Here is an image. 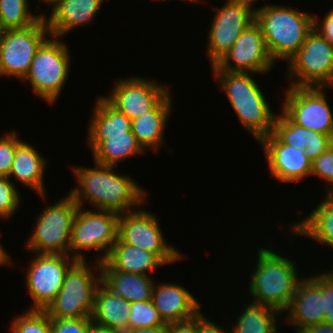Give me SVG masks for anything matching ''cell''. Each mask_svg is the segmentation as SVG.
I'll use <instances>...</instances> for the list:
<instances>
[{"mask_svg": "<svg viewBox=\"0 0 333 333\" xmlns=\"http://www.w3.org/2000/svg\"><path fill=\"white\" fill-rule=\"evenodd\" d=\"M160 227L153 213L137 208L119 215L117 239L155 253L166 265L182 260L184 255L166 243Z\"/></svg>", "mask_w": 333, "mask_h": 333, "instance_id": "cell-13", "label": "cell"}, {"mask_svg": "<svg viewBox=\"0 0 333 333\" xmlns=\"http://www.w3.org/2000/svg\"><path fill=\"white\" fill-rule=\"evenodd\" d=\"M91 317L51 318L52 333H88Z\"/></svg>", "mask_w": 333, "mask_h": 333, "instance_id": "cell-36", "label": "cell"}, {"mask_svg": "<svg viewBox=\"0 0 333 333\" xmlns=\"http://www.w3.org/2000/svg\"><path fill=\"white\" fill-rule=\"evenodd\" d=\"M88 333H122V332L107 326L100 325L92 321L91 319V324Z\"/></svg>", "mask_w": 333, "mask_h": 333, "instance_id": "cell-43", "label": "cell"}, {"mask_svg": "<svg viewBox=\"0 0 333 333\" xmlns=\"http://www.w3.org/2000/svg\"><path fill=\"white\" fill-rule=\"evenodd\" d=\"M168 86L155 80L131 76L117 79L111 94L103 96L118 111L133 120L152 110L169 92Z\"/></svg>", "mask_w": 333, "mask_h": 333, "instance_id": "cell-17", "label": "cell"}, {"mask_svg": "<svg viewBox=\"0 0 333 333\" xmlns=\"http://www.w3.org/2000/svg\"><path fill=\"white\" fill-rule=\"evenodd\" d=\"M26 268V289L33 305L29 310H46L61 290L65 275L77 261L70 255L37 254Z\"/></svg>", "mask_w": 333, "mask_h": 333, "instance_id": "cell-12", "label": "cell"}, {"mask_svg": "<svg viewBox=\"0 0 333 333\" xmlns=\"http://www.w3.org/2000/svg\"><path fill=\"white\" fill-rule=\"evenodd\" d=\"M257 0H226L215 12L207 40V57L211 67L231 49L242 31L255 20L253 2Z\"/></svg>", "mask_w": 333, "mask_h": 333, "instance_id": "cell-11", "label": "cell"}, {"mask_svg": "<svg viewBox=\"0 0 333 333\" xmlns=\"http://www.w3.org/2000/svg\"><path fill=\"white\" fill-rule=\"evenodd\" d=\"M78 207L68 193L55 204L45 207L36 218L26 248L37 254L70 255L72 222Z\"/></svg>", "mask_w": 333, "mask_h": 333, "instance_id": "cell-8", "label": "cell"}, {"mask_svg": "<svg viewBox=\"0 0 333 333\" xmlns=\"http://www.w3.org/2000/svg\"><path fill=\"white\" fill-rule=\"evenodd\" d=\"M102 283L115 295L127 301H151L154 287L153 278L149 275L123 271H101Z\"/></svg>", "mask_w": 333, "mask_h": 333, "instance_id": "cell-28", "label": "cell"}, {"mask_svg": "<svg viewBox=\"0 0 333 333\" xmlns=\"http://www.w3.org/2000/svg\"><path fill=\"white\" fill-rule=\"evenodd\" d=\"M152 302L166 324L191 319L202 311L198 300L176 283H154Z\"/></svg>", "mask_w": 333, "mask_h": 333, "instance_id": "cell-20", "label": "cell"}, {"mask_svg": "<svg viewBox=\"0 0 333 333\" xmlns=\"http://www.w3.org/2000/svg\"><path fill=\"white\" fill-rule=\"evenodd\" d=\"M130 308L129 329L152 328L166 325L152 300L131 302Z\"/></svg>", "mask_w": 333, "mask_h": 333, "instance_id": "cell-32", "label": "cell"}, {"mask_svg": "<svg viewBox=\"0 0 333 333\" xmlns=\"http://www.w3.org/2000/svg\"><path fill=\"white\" fill-rule=\"evenodd\" d=\"M313 209L306 219L290 225L292 234L310 237L318 244L333 248V193H327L326 199Z\"/></svg>", "mask_w": 333, "mask_h": 333, "instance_id": "cell-27", "label": "cell"}, {"mask_svg": "<svg viewBox=\"0 0 333 333\" xmlns=\"http://www.w3.org/2000/svg\"><path fill=\"white\" fill-rule=\"evenodd\" d=\"M324 322L333 326V270L322 272Z\"/></svg>", "mask_w": 333, "mask_h": 333, "instance_id": "cell-37", "label": "cell"}, {"mask_svg": "<svg viewBox=\"0 0 333 333\" xmlns=\"http://www.w3.org/2000/svg\"><path fill=\"white\" fill-rule=\"evenodd\" d=\"M103 0H64L45 17L50 36L62 38L71 30L90 22L101 9Z\"/></svg>", "mask_w": 333, "mask_h": 333, "instance_id": "cell-22", "label": "cell"}, {"mask_svg": "<svg viewBox=\"0 0 333 333\" xmlns=\"http://www.w3.org/2000/svg\"><path fill=\"white\" fill-rule=\"evenodd\" d=\"M40 2H39V4L41 3L42 4V2H44V3H46V4H48V5H50V6H52L51 8V11L56 7V6H58L61 2H63L64 0H39Z\"/></svg>", "mask_w": 333, "mask_h": 333, "instance_id": "cell-45", "label": "cell"}, {"mask_svg": "<svg viewBox=\"0 0 333 333\" xmlns=\"http://www.w3.org/2000/svg\"><path fill=\"white\" fill-rule=\"evenodd\" d=\"M266 48L259 24L254 20L237 38L231 49L214 66L212 70L229 72L268 73L273 66Z\"/></svg>", "mask_w": 333, "mask_h": 333, "instance_id": "cell-16", "label": "cell"}, {"mask_svg": "<svg viewBox=\"0 0 333 333\" xmlns=\"http://www.w3.org/2000/svg\"><path fill=\"white\" fill-rule=\"evenodd\" d=\"M12 257L8 254L7 250L5 251L1 240H0V267L4 265H11V259Z\"/></svg>", "mask_w": 333, "mask_h": 333, "instance_id": "cell-44", "label": "cell"}, {"mask_svg": "<svg viewBox=\"0 0 333 333\" xmlns=\"http://www.w3.org/2000/svg\"><path fill=\"white\" fill-rule=\"evenodd\" d=\"M94 104L86 138L94 154V162L117 168L122 160L141 156L145 150L132 133V120L103 96H99Z\"/></svg>", "mask_w": 333, "mask_h": 333, "instance_id": "cell-2", "label": "cell"}, {"mask_svg": "<svg viewBox=\"0 0 333 333\" xmlns=\"http://www.w3.org/2000/svg\"><path fill=\"white\" fill-rule=\"evenodd\" d=\"M300 333H333V326L328 323L321 322L307 326Z\"/></svg>", "mask_w": 333, "mask_h": 333, "instance_id": "cell-41", "label": "cell"}, {"mask_svg": "<svg viewBox=\"0 0 333 333\" xmlns=\"http://www.w3.org/2000/svg\"><path fill=\"white\" fill-rule=\"evenodd\" d=\"M6 30L7 29L3 26V23H2V21L0 19V42L2 41Z\"/></svg>", "mask_w": 333, "mask_h": 333, "instance_id": "cell-46", "label": "cell"}, {"mask_svg": "<svg viewBox=\"0 0 333 333\" xmlns=\"http://www.w3.org/2000/svg\"><path fill=\"white\" fill-rule=\"evenodd\" d=\"M324 87L289 86L281 110L296 124L333 138V111Z\"/></svg>", "mask_w": 333, "mask_h": 333, "instance_id": "cell-15", "label": "cell"}, {"mask_svg": "<svg viewBox=\"0 0 333 333\" xmlns=\"http://www.w3.org/2000/svg\"><path fill=\"white\" fill-rule=\"evenodd\" d=\"M314 15V29H316L326 40L333 44V7L320 21V18ZM322 22V23H321Z\"/></svg>", "mask_w": 333, "mask_h": 333, "instance_id": "cell-38", "label": "cell"}, {"mask_svg": "<svg viewBox=\"0 0 333 333\" xmlns=\"http://www.w3.org/2000/svg\"><path fill=\"white\" fill-rule=\"evenodd\" d=\"M172 97L169 92L152 110L132 120V133L137 142L147 151H157L164 146V132L172 112Z\"/></svg>", "mask_w": 333, "mask_h": 333, "instance_id": "cell-24", "label": "cell"}, {"mask_svg": "<svg viewBox=\"0 0 333 333\" xmlns=\"http://www.w3.org/2000/svg\"><path fill=\"white\" fill-rule=\"evenodd\" d=\"M100 263L101 271H123L149 276L158 267L166 265L155 253L122 243L118 239L106 259Z\"/></svg>", "mask_w": 333, "mask_h": 333, "instance_id": "cell-23", "label": "cell"}, {"mask_svg": "<svg viewBox=\"0 0 333 333\" xmlns=\"http://www.w3.org/2000/svg\"><path fill=\"white\" fill-rule=\"evenodd\" d=\"M29 0H0V19L3 26L8 29H23L34 25L43 13H32L29 10Z\"/></svg>", "mask_w": 333, "mask_h": 333, "instance_id": "cell-30", "label": "cell"}, {"mask_svg": "<svg viewBox=\"0 0 333 333\" xmlns=\"http://www.w3.org/2000/svg\"><path fill=\"white\" fill-rule=\"evenodd\" d=\"M94 164L93 168L73 166L78 185L70 190L69 195L78 206L84 207V202H88L96 207L95 211L99 209L120 215L144 204L145 189L131 176L115 173L113 166Z\"/></svg>", "mask_w": 333, "mask_h": 333, "instance_id": "cell-1", "label": "cell"}, {"mask_svg": "<svg viewBox=\"0 0 333 333\" xmlns=\"http://www.w3.org/2000/svg\"><path fill=\"white\" fill-rule=\"evenodd\" d=\"M60 40V41H59ZM69 47L58 37L46 39L37 49L30 69L23 79L38 98L55 103L68 80L71 57Z\"/></svg>", "mask_w": 333, "mask_h": 333, "instance_id": "cell-7", "label": "cell"}, {"mask_svg": "<svg viewBox=\"0 0 333 333\" xmlns=\"http://www.w3.org/2000/svg\"><path fill=\"white\" fill-rule=\"evenodd\" d=\"M312 175L327 181L326 193H333V145L312 162Z\"/></svg>", "mask_w": 333, "mask_h": 333, "instance_id": "cell-35", "label": "cell"}, {"mask_svg": "<svg viewBox=\"0 0 333 333\" xmlns=\"http://www.w3.org/2000/svg\"><path fill=\"white\" fill-rule=\"evenodd\" d=\"M130 302L115 295L103 283L95 293L92 321L125 333L129 330Z\"/></svg>", "mask_w": 333, "mask_h": 333, "instance_id": "cell-26", "label": "cell"}, {"mask_svg": "<svg viewBox=\"0 0 333 333\" xmlns=\"http://www.w3.org/2000/svg\"><path fill=\"white\" fill-rule=\"evenodd\" d=\"M12 333H52L51 318L45 310H27L13 318Z\"/></svg>", "mask_w": 333, "mask_h": 333, "instance_id": "cell-31", "label": "cell"}, {"mask_svg": "<svg viewBox=\"0 0 333 333\" xmlns=\"http://www.w3.org/2000/svg\"><path fill=\"white\" fill-rule=\"evenodd\" d=\"M125 333H169V324L152 328L129 329Z\"/></svg>", "mask_w": 333, "mask_h": 333, "instance_id": "cell-42", "label": "cell"}, {"mask_svg": "<svg viewBox=\"0 0 333 333\" xmlns=\"http://www.w3.org/2000/svg\"><path fill=\"white\" fill-rule=\"evenodd\" d=\"M283 144L304 150L313 162L333 145V138L294 123L283 111L275 117L273 132Z\"/></svg>", "mask_w": 333, "mask_h": 333, "instance_id": "cell-21", "label": "cell"}, {"mask_svg": "<svg viewBox=\"0 0 333 333\" xmlns=\"http://www.w3.org/2000/svg\"><path fill=\"white\" fill-rule=\"evenodd\" d=\"M16 130L0 137V177H8L17 147L23 142Z\"/></svg>", "mask_w": 333, "mask_h": 333, "instance_id": "cell-34", "label": "cell"}, {"mask_svg": "<svg viewBox=\"0 0 333 333\" xmlns=\"http://www.w3.org/2000/svg\"><path fill=\"white\" fill-rule=\"evenodd\" d=\"M184 1H191V3H199V2H202V1H204V0H184Z\"/></svg>", "mask_w": 333, "mask_h": 333, "instance_id": "cell-47", "label": "cell"}, {"mask_svg": "<svg viewBox=\"0 0 333 333\" xmlns=\"http://www.w3.org/2000/svg\"><path fill=\"white\" fill-rule=\"evenodd\" d=\"M279 313L273 308L250 302L229 329L232 333H278L276 317Z\"/></svg>", "mask_w": 333, "mask_h": 333, "instance_id": "cell-29", "label": "cell"}, {"mask_svg": "<svg viewBox=\"0 0 333 333\" xmlns=\"http://www.w3.org/2000/svg\"><path fill=\"white\" fill-rule=\"evenodd\" d=\"M286 66L287 78L292 82L289 86L330 88L333 85V44L313 28Z\"/></svg>", "mask_w": 333, "mask_h": 333, "instance_id": "cell-9", "label": "cell"}, {"mask_svg": "<svg viewBox=\"0 0 333 333\" xmlns=\"http://www.w3.org/2000/svg\"><path fill=\"white\" fill-rule=\"evenodd\" d=\"M279 254L272 248L258 249L257 263L254 265L256 268L251 273L248 288L252 300L254 299L252 303L284 313L303 277L298 276L294 260Z\"/></svg>", "mask_w": 333, "mask_h": 333, "instance_id": "cell-4", "label": "cell"}, {"mask_svg": "<svg viewBox=\"0 0 333 333\" xmlns=\"http://www.w3.org/2000/svg\"><path fill=\"white\" fill-rule=\"evenodd\" d=\"M271 59L288 61L297 53L307 34L314 28V15L288 6L266 4L255 8Z\"/></svg>", "mask_w": 333, "mask_h": 333, "instance_id": "cell-5", "label": "cell"}, {"mask_svg": "<svg viewBox=\"0 0 333 333\" xmlns=\"http://www.w3.org/2000/svg\"><path fill=\"white\" fill-rule=\"evenodd\" d=\"M93 210L78 207L72 222L70 256L85 260L84 250H97L102 252L96 255L98 258L95 260L102 262L117 241L119 215L111 211Z\"/></svg>", "mask_w": 333, "mask_h": 333, "instance_id": "cell-10", "label": "cell"}, {"mask_svg": "<svg viewBox=\"0 0 333 333\" xmlns=\"http://www.w3.org/2000/svg\"><path fill=\"white\" fill-rule=\"evenodd\" d=\"M287 311L289 314L285 322L291 324L295 333H300L307 326L324 322L322 272L304 277L299 282Z\"/></svg>", "mask_w": 333, "mask_h": 333, "instance_id": "cell-19", "label": "cell"}, {"mask_svg": "<svg viewBox=\"0 0 333 333\" xmlns=\"http://www.w3.org/2000/svg\"><path fill=\"white\" fill-rule=\"evenodd\" d=\"M36 147L23 141L16 149L8 178H15L22 185L33 189L45 199L44 174L47 162Z\"/></svg>", "mask_w": 333, "mask_h": 333, "instance_id": "cell-25", "label": "cell"}, {"mask_svg": "<svg viewBox=\"0 0 333 333\" xmlns=\"http://www.w3.org/2000/svg\"><path fill=\"white\" fill-rule=\"evenodd\" d=\"M227 330L209 320L203 311L198 313V333H232L231 330Z\"/></svg>", "mask_w": 333, "mask_h": 333, "instance_id": "cell-40", "label": "cell"}, {"mask_svg": "<svg viewBox=\"0 0 333 333\" xmlns=\"http://www.w3.org/2000/svg\"><path fill=\"white\" fill-rule=\"evenodd\" d=\"M96 264V265H95ZM91 269L86 260H77L67 271L63 286L54 301L45 310L50 318L91 317L95 293L102 283L101 263ZM95 268L98 270L96 271Z\"/></svg>", "mask_w": 333, "mask_h": 333, "instance_id": "cell-6", "label": "cell"}, {"mask_svg": "<svg viewBox=\"0 0 333 333\" xmlns=\"http://www.w3.org/2000/svg\"><path fill=\"white\" fill-rule=\"evenodd\" d=\"M169 333H198V314L185 321L170 323Z\"/></svg>", "mask_w": 333, "mask_h": 333, "instance_id": "cell-39", "label": "cell"}, {"mask_svg": "<svg viewBox=\"0 0 333 333\" xmlns=\"http://www.w3.org/2000/svg\"><path fill=\"white\" fill-rule=\"evenodd\" d=\"M21 203V195L12 180L0 177V218L7 220L16 214Z\"/></svg>", "mask_w": 333, "mask_h": 333, "instance_id": "cell-33", "label": "cell"}, {"mask_svg": "<svg viewBox=\"0 0 333 333\" xmlns=\"http://www.w3.org/2000/svg\"><path fill=\"white\" fill-rule=\"evenodd\" d=\"M50 37L45 18L23 29L6 30L0 42V76L21 81L27 75L37 49Z\"/></svg>", "mask_w": 333, "mask_h": 333, "instance_id": "cell-14", "label": "cell"}, {"mask_svg": "<svg viewBox=\"0 0 333 333\" xmlns=\"http://www.w3.org/2000/svg\"><path fill=\"white\" fill-rule=\"evenodd\" d=\"M239 122L259 142L273 132L275 114L251 72L211 70Z\"/></svg>", "mask_w": 333, "mask_h": 333, "instance_id": "cell-3", "label": "cell"}, {"mask_svg": "<svg viewBox=\"0 0 333 333\" xmlns=\"http://www.w3.org/2000/svg\"><path fill=\"white\" fill-rule=\"evenodd\" d=\"M258 144L264 151L271 177L279 182H300L311 176L312 161L304 150L283 144L273 133L262 138Z\"/></svg>", "mask_w": 333, "mask_h": 333, "instance_id": "cell-18", "label": "cell"}]
</instances>
